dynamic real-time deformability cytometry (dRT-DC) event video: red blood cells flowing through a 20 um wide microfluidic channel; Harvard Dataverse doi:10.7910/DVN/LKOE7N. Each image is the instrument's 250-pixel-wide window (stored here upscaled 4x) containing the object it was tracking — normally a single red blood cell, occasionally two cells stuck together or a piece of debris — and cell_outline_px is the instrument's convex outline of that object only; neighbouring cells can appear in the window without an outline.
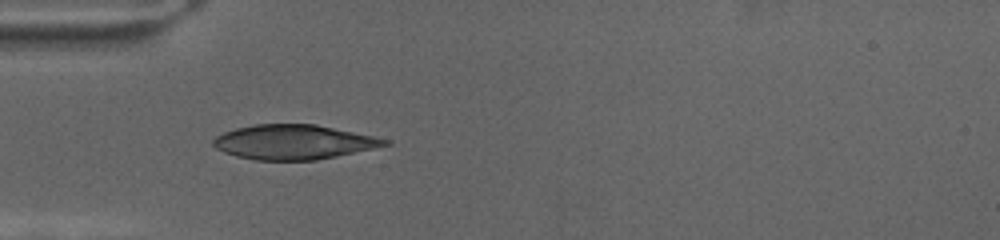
{"species": "human", "species_latin": "Homo sapiens", "temperature_condition": "cold", "stored_images_in_passage": 31, "camera_frame_rate_fps": 3000, "um_per_image_px": 0.085, "donor": {"sex": "female"}, "frame": {"image": 1, "passage_image": 1, "time_ms": 0.0, "image_size_px": [1000, 240], "cell_outline_px": [[392, 144], [336, 156], [316, 160], [256, 160], [236, 156], [224, 152], [216, 148], [212, 144], [212, 140], [216, 136], [224, 132], [236, 128], [256, 124], [316, 124], [392, 140]], "centroid_in_image_um": [24.96, 12.07], "position_along_channel_um": 60.0, "area_um2": 34.51}}
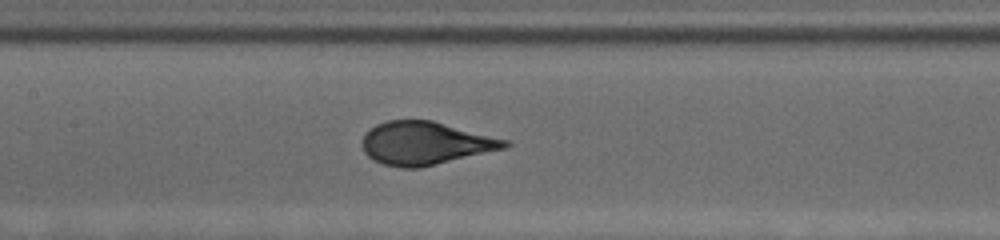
{"frame": {"image": 2, "passage_image": 13, "time_ms": 4.0, "image_size_px": [1000, 240], "cell_outline_px": [[512, 144], [504, 148], [420, 168], [400, 168], [384, 164], [368, 156], [364, 152], [360, 144], [364, 136], [376, 124], [388, 120], [432, 120], [508, 140]], "centroid_in_image_um": [36.13, 12.17], "position_along_channel_um": 171.3, "area_um2": 35.49}}
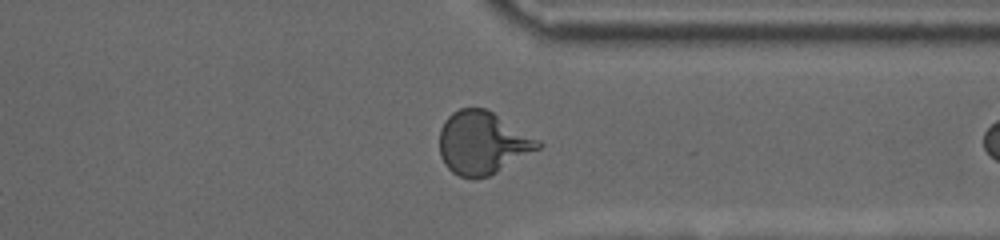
{"frame": {"image": 3, "passage_image": 29, "time_ms": 9.333, "image_size_px": [1000, 240], "cell_outline_px": [[544, 144], [540, 148], [496, 172], [488, 176], [460, 176], [452, 172], [444, 164], [440, 156], [440, 128], [444, 120], [452, 112], [460, 108], [484, 108], [492, 112], [540, 140]], "centroid_in_image_um": [41.0, 12.12], "position_along_channel_um": 370.4, "area_um2": 35.6}}